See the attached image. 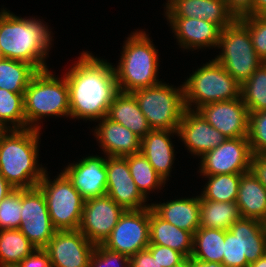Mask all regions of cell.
<instances>
[{
  "mask_svg": "<svg viewBox=\"0 0 266 267\" xmlns=\"http://www.w3.org/2000/svg\"><path fill=\"white\" fill-rule=\"evenodd\" d=\"M75 64L65 75L70 117L100 120L107 116L110 104L119 92L114 67L107 60L84 51Z\"/></svg>",
  "mask_w": 266,
  "mask_h": 267,
  "instance_id": "1",
  "label": "cell"
},
{
  "mask_svg": "<svg viewBox=\"0 0 266 267\" xmlns=\"http://www.w3.org/2000/svg\"><path fill=\"white\" fill-rule=\"evenodd\" d=\"M51 31L43 22L20 18L6 9L0 12V58L33 65L38 71L48 69L45 58L51 45Z\"/></svg>",
  "mask_w": 266,
  "mask_h": 267,
  "instance_id": "2",
  "label": "cell"
},
{
  "mask_svg": "<svg viewBox=\"0 0 266 267\" xmlns=\"http://www.w3.org/2000/svg\"><path fill=\"white\" fill-rule=\"evenodd\" d=\"M39 133L32 128L0 133V174L15 189L37 187L46 171L37 164Z\"/></svg>",
  "mask_w": 266,
  "mask_h": 267,
  "instance_id": "3",
  "label": "cell"
},
{
  "mask_svg": "<svg viewBox=\"0 0 266 267\" xmlns=\"http://www.w3.org/2000/svg\"><path fill=\"white\" fill-rule=\"evenodd\" d=\"M148 36L136 31L125 41L119 65L114 67L119 91L132 93L162 82L157 78L158 51Z\"/></svg>",
  "mask_w": 266,
  "mask_h": 267,
  "instance_id": "4",
  "label": "cell"
},
{
  "mask_svg": "<svg viewBox=\"0 0 266 267\" xmlns=\"http://www.w3.org/2000/svg\"><path fill=\"white\" fill-rule=\"evenodd\" d=\"M27 128L38 129L44 116L70 117L69 90L66 78L54 76L48 69L38 71L24 93ZM37 122V123H36Z\"/></svg>",
  "mask_w": 266,
  "mask_h": 267,
  "instance_id": "5",
  "label": "cell"
},
{
  "mask_svg": "<svg viewBox=\"0 0 266 267\" xmlns=\"http://www.w3.org/2000/svg\"><path fill=\"white\" fill-rule=\"evenodd\" d=\"M183 86L186 109L190 110L212 102L239 98L241 89V85L214 59L198 68ZM192 105L196 106L192 109Z\"/></svg>",
  "mask_w": 266,
  "mask_h": 267,
  "instance_id": "6",
  "label": "cell"
},
{
  "mask_svg": "<svg viewBox=\"0 0 266 267\" xmlns=\"http://www.w3.org/2000/svg\"><path fill=\"white\" fill-rule=\"evenodd\" d=\"M132 94L151 129L178 131L186 110L183 84L181 88H173L161 82Z\"/></svg>",
  "mask_w": 266,
  "mask_h": 267,
  "instance_id": "7",
  "label": "cell"
},
{
  "mask_svg": "<svg viewBox=\"0 0 266 267\" xmlns=\"http://www.w3.org/2000/svg\"><path fill=\"white\" fill-rule=\"evenodd\" d=\"M217 47L221 48L222 52L214 60L240 85L262 64L252 45L247 27L239 19L221 30Z\"/></svg>",
  "mask_w": 266,
  "mask_h": 267,
  "instance_id": "8",
  "label": "cell"
},
{
  "mask_svg": "<svg viewBox=\"0 0 266 267\" xmlns=\"http://www.w3.org/2000/svg\"><path fill=\"white\" fill-rule=\"evenodd\" d=\"M46 173L45 171L37 187L45 196L54 228L57 231L78 230L85 199L63 172L54 181Z\"/></svg>",
  "mask_w": 266,
  "mask_h": 267,
  "instance_id": "9",
  "label": "cell"
},
{
  "mask_svg": "<svg viewBox=\"0 0 266 267\" xmlns=\"http://www.w3.org/2000/svg\"><path fill=\"white\" fill-rule=\"evenodd\" d=\"M266 253V226L256 219L237 220L225 230L224 267H249Z\"/></svg>",
  "mask_w": 266,
  "mask_h": 267,
  "instance_id": "10",
  "label": "cell"
},
{
  "mask_svg": "<svg viewBox=\"0 0 266 267\" xmlns=\"http://www.w3.org/2000/svg\"><path fill=\"white\" fill-rule=\"evenodd\" d=\"M253 153L248 137L227 138L200 160L202 175L243 174L251 170Z\"/></svg>",
  "mask_w": 266,
  "mask_h": 267,
  "instance_id": "11",
  "label": "cell"
},
{
  "mask_svg": "<svg viewBox=\"0 0 266 267\" xmlns=\"http://www.w3.org/2000/svg\"><path fill=\"white\" fill-rule=\"evenodd\" d=\"M149 244L148 207L141 210H125L102 245L130 257L138 251L147 249Z\"/></svg>",
  "mask_w": 266,
  "mask_h": 267,
  "instance_id": "12",
  "label": "cell"
},
{
  "mask_svg": "<svg viewBox=\"0 0 266 267\" xmlns=\"http://www.w3.org/2000/svg\"><path fill=\"white\" fill-rule=\"evenodd\" d=\"M124 209L107 194L85 200L79 230L94 245H101L118 223Z\"/></svg>",
  "mask_w": 266,
  "mask_h": 267,
  "instance_id": "13",
  "label": "cell"
},
{
  "mask_svg": "<svg viewBox=\"0 0 266 267\" xmlns=\"http://www.w3.org/2000/svg\"><path fill=\"white\" fill-rule=\"evenodd\" d=\"M44 249L52 267H89L95 245L79 229L63 230L56 231Z\"/></svg>",
  "mask_w": 266,
  "mask_h": 267,
  "instance_id": "14",
  "label": "cell"
},
{
  "mask_svg": "<svg viewBox=\"0 0 266 267\" xmlns=\"http://www.w3.org/2000/svg\"><path fill=\"white\" fill-rule=\"evenodd\" d=\"M197 111L226 138L248 137L249 111L241 97L208 103Z\"/></svg>",
  "mask_w": 266,
  "mask_h": 267,
  "instance_id": "15",
  "label": "cell"
},
{
  "mask_svg": "<svg viewBox=\"0 0 266 267\" xmlns=\"http://www.w3.org/2000/svg\"><path fill=\"white\" fill-rule=\"evenodd\" d=\"M106 194L124 210H141L151 205H143L146 198L138 190L125 157H106Z\"/></svg>",
  "mask_w": 266,
  "mask_h": 267,
  "instance_id": "16",
  "label": "cell"
},
{
  "mask_svg": "<svg viewBox=\"0 0 266 267\" xmlns=\"http://www.w3.org/2000/svg\"><path fill=\"white\" fill-rule=\"evenodd\" d=\"M63 173L85 200L106 195V158L88 156L69 164Z\"/></svg>",
  "mask_w": 266,
  "mask_h": 267,
  "instance_id": "17",
  "label": "cell"
},
{
  "mask_svg": "<svg viewBox=\"0 0 266 267\" xmlns=\"http://www.w3.org/2000/svg\"><path fill=\"white\" fill-rule=\"evenodd\" d=\"M178 136L194 155L202 156L227 138L211 126L196 110L186 109L179 124Z\"/></svg>",
  "mask_w": 266,
  "mask_h": 267,
  "instance_id": "18",
  "label": "cell"
},
{
  "mask_svg": "<svg viewBox=\"0 0 266 267\" xmlns=\"http://www.w3.org/2000/svg\"><path fill=\"white\" fill-rule=\"evenodd\" d=\"M165 13L167 18L203 19L218 25L221 29L236 20L225 0H168Z\"/></svg>",
  "mask_w": 266,
  "mask_h": 267,
  "instance_id": "19",
  "label": "cell"
},
{
  "mask_svg": "<svg viewBox=\"0 0 266 267\" xmlns=\"http://www.w3.org/2000/svg\"><path fill=\"white\" fill-rule=\"evenodd\" d=\"M99 126L95 129L96 138L105 155L125 157L140 153L141 138L127 127L114 122L107 116L100 119Z\"/></svg>",
  "mask_w": 266,
  "mask_h": 267,
  "instance_id": "20",
  "label": "cell"
},
{
  "mask_svg": "<svg viewBox=\"0 0 266 267\" xmlns=\"http://www.w3.org/2000/svg\"><path fill=\"white\" fill-rule=\"evenodd\" d=\"M179 45L185 49L217 47L221 28L199 18H167Z\"/></svg>",
  "mask_w": 266,
  "mask_h": 267,
  "instance_id": "21",
  "label": "cell"
},
{
  "mask_svg": "<svg viewBox=\"0 0 266 267\" xmlns=\"http://www.w3.org/2000/svg\"><path fill=\"white\" fill-rule=\"evenodd\" d=\"M174 133L177 135L178 131L151 129L141 139L140 152L165 181L170 176L171 166L174 163V147L169 138Z\"/></svg>",
  "mask_w": 266,
  "mask_h": 267,
  "instance_id": "22",
  "label": "cell"
},
{
  "mask_svg": "<svg viewBox=\"0 0 266 267\" xmlns=\"http://www.w3.org/2000/svg\"><path fill=\"white\" fill-rule=\"evenodd\" d=\"M152 209L165 221L193 235L200 227V196L152 204Z\"/></svg>",
  "mask_w": 266,
  "mask_h": 267,
  "instance_id": "23",
  "label": "cell"
},
{
  "mask_svg": "<svg viewBox=\"0 0 266 267\" xmlns=\"http://www.w3.org/2000/svg\"><path fill=\"white\" fill-rule=\"evenodd\" d=\"M150 244L167 246L182 253L186 258L191 257L193 251V234L182 230L162 219L149 207Z\"/></svg>",
  "mask_w": 266,
  "mask_h": 267,
  "instance_id": "24",
  "label": "cell"
},
{
  "mask_svg": "<svg viewBox=\"0 0 266 267\" xmlns=\"http://www.w3.org/2000/svg\"><path fill=\"white\" fill-rule=\"evenodd\" d=\"M236 203L243 218L266 222V188L252 170L241 176Z\"/></svg>",
  "mask_w": 266,
  "mask_h": 267,
  "instance_id": "25",
  "label": "cell"
},
{
  "mask_svg": "<svg viewBox=\"0 0 266 267\" xmlns=\"http://www.w3.org/2000/svg\"><path fill=\"white\" fill-rule=\"evenodd\" d=\"M107 117L127 127L141 139L151 130L132 93L119 91L110 104Z\"/></svg>",
  "mask_w": 266,
  "mask_h": 267,
  "instance_id": "26",
  "label": "cell"
},
{
  "mask_svg": "<svg viewBox=\"0 0 266 267\" xmlns=\"http://www.w3.org/2000/svg\"><path fill=\"white\" fill-rule=\"evenodd\" d=\"M241 217L236 202H216L200 197V227L229 230Z\"/></svg>",
  "mask_w": 266,
  "mask_h": 267,
  "instance_id": "27",
  "label": "cell"
},
{
  "mask_svg": "<svg viewBox=\"0 0 266 267\" xmlns=\"http://www.w3.org/2000/svg\"><path fill=\"white\" fill-rule=\"evenodd\" d=\"M225 230L199 227L193 235L191 258L222 264Z\"/></svg>",
  "mask_w": 266,
  "mask_h": 267,
  "instance_id": "28",
  "label": "cell"
},
{
  "mask_svg": "<svg viewBox=\"0 0 266 267\" xmlns=\"http://www.w3.org/2000/svg\"><path fill=\"white\" fill-rule=\"evenodd\" d=\"M35 249L19 229L0 230V267L18 265Z\"/></svg>",
  "mask_w": 266,
  "mask_h": 267,
  "instance_id": "29",
  "label": "cell"
},
{
  "mask_svg": "<svg viewBox=\"0 0 266 267\" xmlns=\"http://www.w3.org/2000/svg\"><path fill=\"white\" fill-rule=\"evenodd\" d=\"M38 70L31 64L0 58V88L14 93H25Z\"/></svg>",
  "mask_w": 266,
  "mask_h": 267,
  "instance_id": "30",
  "label": "cell"
},
{
  "mask_svg": "<svg viewBox=\"0 0 266 267\" xmlns=\"http://www.w3.org/2000/svg\"><path fill=\"white\" fill-rule=\"evenodd\" d=\"M125 158L134 183L146 199L150 191L160 189L165 184L166 181L154 170L141 152L125 156Z\"/></svg>",
  "mask_w": 266,
  "mask_h": 267,
  "instance_id": "31",
  "label": "cell"
},
{
  "mask_svg": "<svg viewBox=\"0 0 266 267\" xmlns=\"http://www.w3.org/2000/svg\"><path fill=\"white\" fill-rule=\"evenodd\" d=\"M208 178L201 198L216 202H236L242 174L203 175Z\"/></svg>",
  "mask_w": 266,
  "mask_h": 267,
  "instance_id": "32",
  "label": "cell"
},
{
  "mask_svg": "<svg viewBox=\"0 0 266 267\" xmlns=\"http://www.w3.org/2000/svg\"><path fill=\"white\" fill-rule=\"evenodd\" d=\"M0 127L3 130L27 129L24 93H14L0 88Z\"/></svg>",
  "mask_w": 266,
  "mask_h": 267,
  "instance_id": "33",
  "label": "cell"
},
{
  "mask_svg": "<svg viewBox=\"0 0 266 267\" xmlns=\"http://www.w3.org/2000/svg\"><path fill=\"white\" fill-rule=\"evenodd\" d=\"M240 97L249 113L266 110V67L263 64L241 84Z\"/></svg>",
  "mask_w": 266,
  "mask_h": 267,
  "instance_id": "34",
  "label": "cell"
},
{
  "mask_svg": "<svg viewBox=\"0 0 266 267\" xmlns=\"http://www.w3.org/2000/svg\"><path fill=\"white\" fill-rule=\"evenodd\" d=\"M21 210L22 189H14L0 202V230L19 229Z\"/></svg>",
  "mask_w": 266,
  "mask_h": 267,
  "instance_id": "35",
  "label": "cell"
},
{
  "mask_svg": "<svg viewBox=\"0 0 266 267\" xmlns=\"http://www.w3.org/2000/svg\"><path fill=\"white\" fill-rule=\"evenodd\" d=\"M22 222L26 220L51 219L44 194L38 187L22 189Z\"/></svg>",
  "mask_w": 266,
  "mask_h": 267,
  "instance_id": "36",
  "label": "cell"
},
{
  "mask_svg": "<svg viewBox=\"0 0 266 267\" xmlns=\"http://www.w3.org/2000/svg\"><path fill=\"white\" fill-rule=\"evenodd\" d=\"M19 230L36 248H45L57 231L51 219H36L23 221Z\"/></svg>",
  "mask_w": 266,
  "mask_h": 267,
  "instance_id": "37",
  "label": "cell"
},
{
  "mask_svg": "<svg viewBox=\"0 0 266 267\" xmlns=\"http://www.w3.org/2000/svg\"><path fill=\"white\" fill-rule=\"evenodd\" d=\"M239 20L247 27L252 45L259 58L264 61L266 59V16L247 15Z\"/></svg>",
  "mask_w": 266,
  "mask_h": 267,
  "instance_id": "38",
  "label": "cell"
},
{
  "mask_svg": "<svg viewBox=\"0 0 266 267\" xmlns=\"http://www.w3.org/2000/svg\"><path fill=\"white\" fill-rule=\"evenodd\" d=\"M248 140L254 156L266 153V110L249 113Z\"/></svg>",
  "mask_w": 266,
  "mask_h": 267,
  "instance_id": "39",
  "label": "cell"
},
{
  "mask_svg": "<svg viewBox=\"0 0 266 267\" xmlns=\"http://www.w3.org/2000/svg\"><path fill=\"white\" fill-rule=\"evenodd\" d=\"M129 264V256L109 250L101 244L95 245L89 267H129Z\"/></svg>",
  "mask_w": 266,
  "mask_h": 267,
  "instance_id": "40",
  "label": "cell"
},
{
  "mask_svg": "<svg viewBox=\"0 0 266 267\" xmlns=\"http://www.w3.org/2000/svg\"><path fill=\"white\" fill-rule=\"evenodd\" d=\"M147 249L153 257H156L159 267H173L179 265L186 259L182 253L167 246L149 244Z\"/></svg>",
  "mask_w": 266,
  "mask_h": 267,
  "instance_id": "41",
  "label": "cell"
},
{
  "mask_svg": "<svg viewBox=\"0 0 266 267\" xmlns=\"http://www.w3.org/2000/svg\"><path fill=\"white\" fill-rule=\"evenodd\" d=\"M19 267H52L47 251L44 248H36L29 256L25 257Z\"/></svg>",
  "mask_w": 266,
  "mask_h": 267,
  "instance_id": "42",
  "label": "cell"
},
{
  "mask_svg": "<svg viewBox=\"0 0 266 267\" xmlns=\"http://www.w3.org/2000/svg\"><path fill=\"white\" fill-rule=\"evenodd\" d=\"M225 2L236 19L253 15V0H225Z\"/></svg>",
  "mask_w": 266,
  "mask_h": 267,
  "instance_id": "43",
  "label": "cell"
},
{
  "mask_svg": "<svg viewBox=\"0 0 266 267\" xmlns=\"http://www.w3.org/2000/svg\"><path fill=\"white\" fill-rule=\"evenodd\" d=\"M129 267H159V264L156 257L148 249H144L130 256Z\"/></svg>",
  "mask_w": 266,
  "mask_h": 267,
  "instance_id": "44",
  "label": "cell"
},
{
  "mask_svg": "<svg viewBox=\"0 0 266 267\" xmlns=\"http://www.w3.org/2000/svg\"><path fill=\"white\" fill-rule=\"evenodd\" d=\"M251 170L266 188V153L253 156Z\"/></svg>",
  "mask_w": 266,
  "mask_h": 267,
  "instance_id": "45",
  "label": "cell"
},
{
  "mask_svg": "<svg viewBox=\"0 0 266 267\" xmlns=\"http://www.w3.org/2000/svg\"><path fill=\"white\" fill-rule=\"evenodd\" d=\"M15 188L12 187L6 179L0 174V202L14 190Z\"/></svg>",
  "mask_w": 266,
  "mask_h": 267,
  "instance_id": "46",
  "label": "cell"
},
{
  "mask_svg": "<svg viewBox=\"0 0 266 267\" xmlns=\"http://www.w3.org/2000/svg\"><path fill=\"white\" fill-rule=\"evenodd\" d=\"M253 15L266 16V0H253Z\"/></svg>",
  "mask_w": 266,
  "mask_h": 267,
  "instance_id": "47",
  "label": "cell"
},
{
  "mask_svg": "<svg viewBox=\"0 0 266 267\" xmlns=\"http://www.w3.org/2000/svg\"><path fill=\"white\" fill-rule=\"evenodd\" d=\"M192 267H224V266L219 263L203 262L192 258Z\"/></svg>",
  "mask_w": 266,
  "mask_h": 267,
  "instance_id": "48",
  "label": "cell"
},
{
  "mask_svg": "<svg viewBox=\"0 0 266 267\" xmlns=\"http://www.w3.org/2000/svg\"><path fill=\"white\" fill-rule=\"evenodd\" d=\"M249 267H266V253L257 261L250 264Z\"/></svg>",
  "mask_w": 266,
  "mask_h": 267,
  "instance_id": "49",
  "label": "cell"
},
{
  "mask_svg": "<svg viewBox=\"0 0 266 267\" xmlns=\"http://www.w3.org/2000/svg\"><path fill=\"white\" fill-rule=\"evenodd\" d=\"M173 267H192V258H186L183 262H181L179 265L173 266Z\"/></svg>",
  "mask_w": 266,
  "mask_h": 267,
  "instance_id": "50",
  "label": "cell"
},
{
  "mask_svg": "<svg viewBox=\"0 0 266 267\" xmlns=\"http://www.w3.org/2000/svg\"><path fill=\"white\" fill-rule=\"evenodd\" d=\"M262 64L266 67V59L262 61Z\"/></svg>",
  "mask_w": 266,
  "mask_h": 267,
  "instance_id": "51",
  "label": "cell"
},
{
  "mask_svg": "<svg viewBox=\"0 0 266 267\" xmlns=\"http://www.w3.org/2000/svg\"><path fill=\"white\" fill-rule=\"evenodd\" d=\"M5 267H19L18 265H16V266H5Z\"/></svg>",
  "mask_w": 266,
  "mask_h": 267,
  "instance_id": "52",
  "label": "cell"
}]
</instances>
